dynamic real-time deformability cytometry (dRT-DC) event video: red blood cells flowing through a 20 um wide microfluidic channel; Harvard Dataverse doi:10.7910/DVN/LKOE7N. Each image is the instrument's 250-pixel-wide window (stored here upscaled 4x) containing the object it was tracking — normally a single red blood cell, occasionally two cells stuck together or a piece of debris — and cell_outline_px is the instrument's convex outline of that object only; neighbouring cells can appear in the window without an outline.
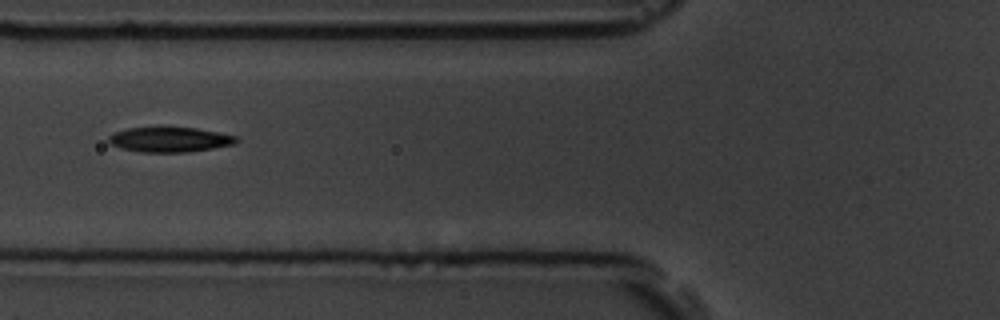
{"species": "common noctule bat (a hibernating species)", "species_latin": "Nyctalus noctula", "temperature_condition": "room temperature", "stored_images_in_passage": 9, "camera_frame_rate_fps": 3000, "um_per_image_px": 0.085, "animal": {"sex": "male", "body_mass_g": 19.5, "forearm_length_mm": 54.6}, "frame": {"image": 1, "passage_image": 4, "time_ms": 3.667, "image_size_px": [1000, 320], "cell_outline_px": [[240, 140], [236, 144], [188, 152], [140, 152], [120, 148], [112, 144], [108, 140], [108, 136], [112, 132], [128, 128], [196, 128], [236, 136]], "centroid_in_image_um": [14.42, 11.87], "position_along_channel_um": 111.4, "area_um2": 18.44}}
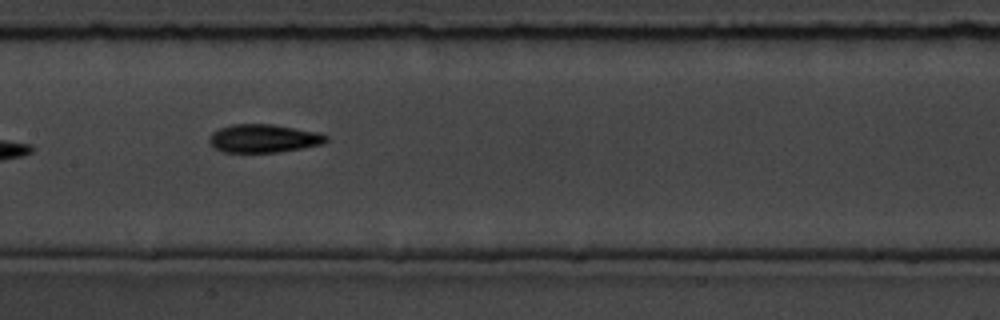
{"frame": {"image": 2, "passage_image": 6, "time_ms": 5.667, "image_size_px": [1000, 320], "cell_outline_px": [[328, 140], [324, 144], [280, 152], [224, 152], [212, 148], [208, 140], [208, 136], [212, 132], [220, 128], [232, 124], [272, 124], [316, 132], [328, 136]], "centroid_in_image_um": [22.37, 11.77], "position_along_channel_um": 185.0, "area_um2": 19.36}}
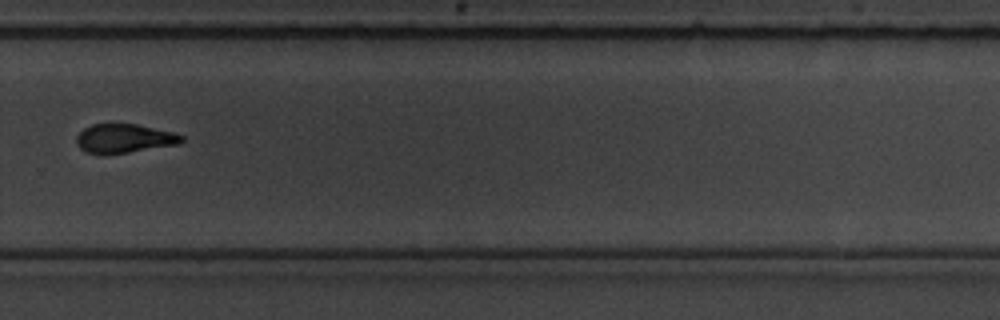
{"frame": {"image": 3, "passage_image": 9, "time_ms": 9.333, "image_size_px": [1000, 320], "cell_outline_px": [[184, 140], [176, 144], [128, 152], [84, 152], [76, 144], [76, 136], [84, 128], [92, 124], [136, 124], [172, 132], [184, 136]], "centroid_in_image_um": [10.54, 11.74], "position_along_channel_um": 319.3, "area_um2": 17.17}}